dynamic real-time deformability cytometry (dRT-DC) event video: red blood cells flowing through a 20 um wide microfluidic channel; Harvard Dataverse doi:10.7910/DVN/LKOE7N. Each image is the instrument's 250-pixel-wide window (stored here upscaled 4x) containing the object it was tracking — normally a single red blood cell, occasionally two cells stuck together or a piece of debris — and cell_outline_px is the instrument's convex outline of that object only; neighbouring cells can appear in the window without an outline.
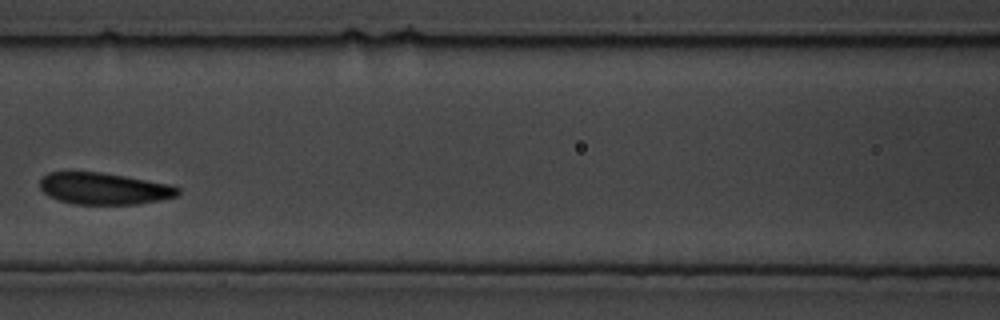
{"species": "common noctule bat (a hibernating species)", "species_latin": "Nyctalus noctula", "temperature_condition": "cold", "stored_images_in_passage": 22, "camera_frame_rate_fps": 3000, "um_per_image_px": 0.085, "animal": {"sex": "male", "body_mass_g": 19.5, "forearm_length_mm": 54.6}, "frame": {"image": 1, "passage_image": 7, "time_ms": 2.0, "image_size_px": [1000, 320], "cell_outline_px": [[180, 192], [176, 196], [160, 200], [136, 204], [76, 204], [60, 200], [48, 196], [40, 188], [40, 176], [48, 172], [100, 172], [172, 184], [180, 188]], "centroid_in_image_um": [8.84, 16.02], "position_along_channel_um": 157.8, "area_um2": 25.55}}
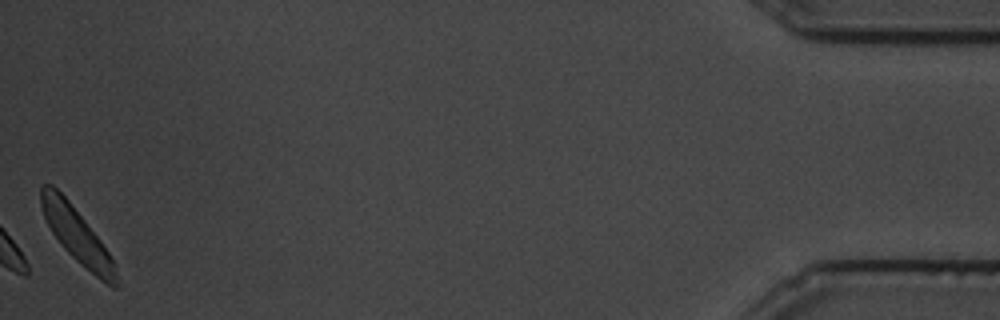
{"frame": {"image": 2, "passage_image": 22, "time_ms": 7.0, "image_size_px": [1000, 320], "cell_outline_px": [[120, 284], [116, 288], [112, 288], [100, 280], [80, 264], [60, 244], [52, 232], [44, 216], [40, 204], [40, 188], [44, 184], [52, 184], [68, 200], [100, 240], [108, 252], [112, 260]], "centroid_in_image_um": [6.53, 20.03], "position_along_channel_um": 428.7, "area_um2": 23.58}}